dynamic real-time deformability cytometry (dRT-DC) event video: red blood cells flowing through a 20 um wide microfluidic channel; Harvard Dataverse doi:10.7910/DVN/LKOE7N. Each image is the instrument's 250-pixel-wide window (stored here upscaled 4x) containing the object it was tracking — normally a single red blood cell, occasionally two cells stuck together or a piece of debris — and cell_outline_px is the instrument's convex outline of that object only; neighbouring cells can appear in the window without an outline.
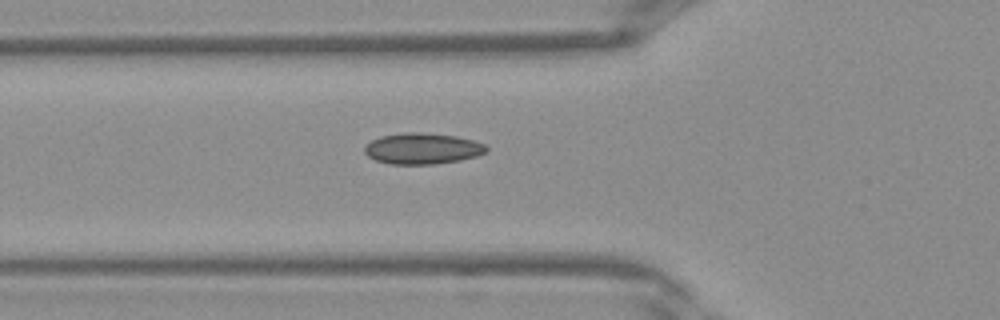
{"species": "Egyptian fruit bat (a non-hibernating species)", "species_latin": "Rousettus aegyptiacus", "temperature_condition": "warm", "stored_images_in_passage": 30, "camera_frame_rate_fps": 3000, "um_per_image_px": 0.085, "frame": {"image": 1, "passage_image": 8, "time_ms": 2.333, "image_size_px": [1000, 320], "cell_outline_px": [[488, 152], [476, 156], [460, 160], [432, 164], [388, 164], [376, 160], [368, 156], [364, 152], [364, 148], [372, 140], [380, 136], [404, 132], [420, 132], [456, 136], [472, 140], [484, 144], [488, 148]], "centroid_in_image_um": [35.9, 12.62], "position_along_channel_um": 89.9, "area_um2": 22.02}}
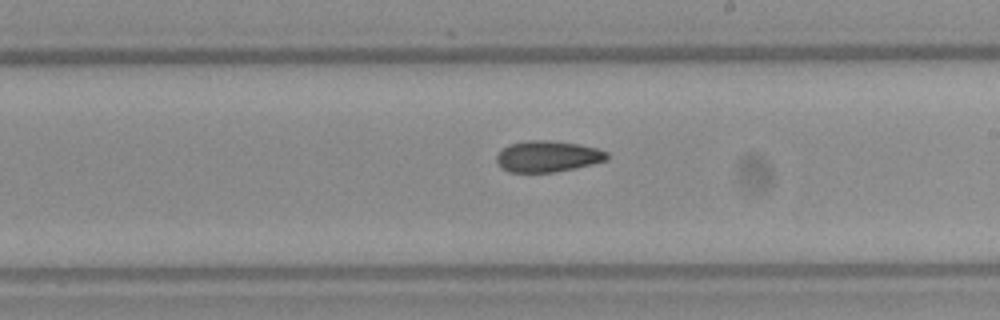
{"frame": {"image": 2, "passage_image": 17, "time_ms": 5.333, "image_size_px": [1000, 320], "cell_outline_px": [[608, 160], [576, 168], [552, 172], [508, 172], [500, 168], [496, 160], [496, 156], [504, 148], [512, 144], [532, 140], [548, 140], [580, 144], [596, 148], [608, 152]], "centroid_in_image_um": [46.57, 13.3], "position_along_channel_um": 242.4, "area_um2": 20.0}}
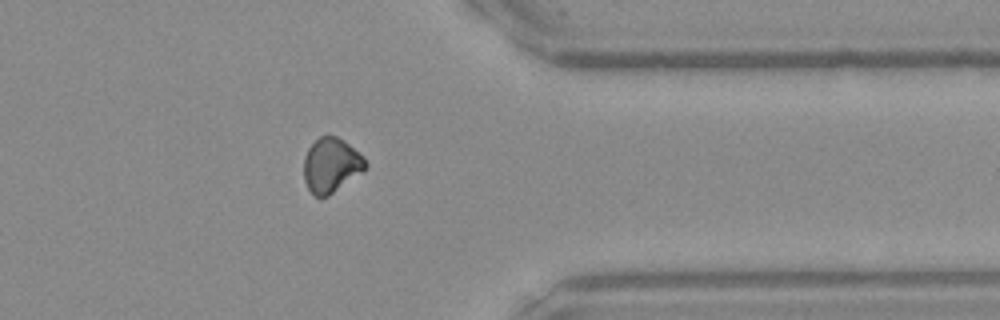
{"frame": {"image": 3, "passage_image": 26, "time_ms": 8.333, "image_size_px": [1000, 320], "cell_outline_px": [[368, 164], [364, 172], [328, 196], [316, 196], [308, 188], [304, 180], [304, 156], [308, 148], [320, 136], [336, 136], [344, 140], [364, 156]], "centroid_in_image_um": [28.18, 14.04], "position_along_channel_um": 383.2, "area_um2": 19.71}}